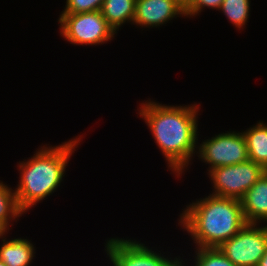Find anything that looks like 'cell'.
<instances>
[{
    "label": "cell",
    "instance_id": "1",
    "mask_svg": "<svg viewBox=\"0 0 267 266\" xmlns=\"http://www.w3.org/2000/svg\"><path fill=\"white\" fill-rule=\"evenodd\" d=\"M140 106L139 117L144 118L170 170L180 176L198 149L199 106H170L151 100Z\"/></svg>",
    "mask_w": 267,
    "mask_h": 266
},
{
    "label": "cell",
    "instance_id": "2",
    "mask_svg": "<svg viewBox=\"0 0 267 266\" xmlns=\"http://www.w3.org/2000/svg\"><path fill=\"white\" fill-rule=\"evenodd\" d=\"M186 207L178 224L190 233L196 248H218L247 224L241 200L210 193Z\"/></svg>",
    "mask_w": 267,
    "mask_h": 266
},
{
    "label": "cell",
    "instance_id": "3",
    "mask_svg": "<svg viewBox=\"0 0 267 266\" xmlns=\"http://www.w3.org/2000/svg\"><path fill=\"white\" fill-rule=\"evenodd\" d=\"M81 138L54 147L43 145L31 159L19 162L20 180L15 192L24 213L60 187L67 163Z\"/></svg>",
    "mask_w": 267,
    "mask_h": 266
},
{
    "label": "cell",
    "instance_id": "4",
    "mask_svg": "<svg viewBox=\"0 0 267 266\" xmlns=\"http://www.w3.org/2000/svg\"><path fill=\"white\" fill-rule=\"evenodd\" d=\"M60 34L75 45H96L111 41L117 33L108 24L101 11L61 14Z\"/></svg>",
    "mask_w": 267,
    "mask_h": 266
},
{
    "label": "cell",
    "instance_id": "5",
    "mask_svg": "<svg viewBox=\"0 0 267 266\" xmlns=\"http://www.w3.org/2000/svg\"><path fill=\"white\" fill-rule=\"evenodd\" d=\"M264 172L265 169L252 160L216 167L208 172L214 188L212 195L241 200Z\"/></svg>",
    "mask_w": 267,
    "mask_h": 266
},
{
    "label": "cell",
    "instance_id": "6",
    "mask_svg": "<svg viewBox=\"0 0 267 266\" xmlns=\"http://www.w3.org/2000/svg\"><path fill=\"white\" fill-rule=\"evenodd\" d=\"M246 224L218 249L236 266H257L267 247V225Z\"/></svg>",
    "mask_w": 267,
    "mask_h": 266
},
{
    "label": "cell",
    "instance_id": "7",
    "mask_svg": "<svg viewBox=\"0 0 267 266\" xmlns=\"http://www.w3.org/2000/svg\"><path fill=\"white\" fill-rule=\"evenodd\" d=\"M196 152L209 164L208 172L216 167L234 165L249 160L247 144L242 132L219 133L202 141Z\"/></svg>",
    "mask_w": 267,
    "mask_h": 266
},
{
    "label": "cell",
    "instance_id": "8",
    "mask_svg": "<svg viewBox=\"0 0 267 266\" xmlns=\"http://www.w3.org/2000/svg\"><path fill=\"white\" fill-rule=\"evenodd\" d=\"M105 250L113 266H184L179 257L168 259L143 243L123 238L106 241Z\"/></svg>",
    "mask_w": 267,
    "mask_h": 266
},
{
    "label": "cell",
    "instance_id": "9",
    "mask_svg": "<svg viewBox=\"0 0 267 266\" xmlns=\"http://www.w3.org/2000/svg\"><path fill=\"white\" fill-rule=\"evenodd\" d=\"M179 15L185 11L174 0H136L132 24L157 28Z\"/></svg>",
    "mask_w": 267,
    "mask_h": 266
},
{
    "label": "cell",
    "instance_id": "10",
    "mask_svg": "<svg viewBox=\"0 0 267 266\" xmlns=\"http://www.w3.org/2000/svg\"><path fill=\"white\" fill-rule=\"evenodd\" d=\"M243 214L248 224L267 223V173L241 199ZM262 220V221H261Z\"/></svg>",
    "mask_w": 267,
    "mask_h": 266
},
{
    "label": "cell",
    "instance_id": "11",
    "mask_svg": "<svg viewBox=\"0 0 267 266\" xmlns=\"http://www.w3.org/2000/svg\"><path fill=\"white\" fill-rule=\"evenodd\" d=\"M0 260L8 266H29L33 263L35 247L31 241L23 238L2 240Z\"/></svg>",
    "mask_w": 267,
    "mask_h": 266
},
{
    "label": "cell",
    "instance_id": "12",
    "mask_svg": "<svg viewBox=\"0 0 267 266\" xmlns=\"http://www.w3.org/2000/svg\"><path fill=\"white\" fill-rule=\"evenodd\" d=\"M249 155V160L267 168V124L258 122L246 131H242Z\"/></svg>",
    "mask_w": 267,
    "mask_h": 266
},
{
    "label": "cell",
    "instance_id": "13",
    "mask_svg": "<svg viewBox=\"0 0 267 266\" xmlns=\"http://www.w3.org/2000/svg\"><path fill=\"white\" fill-rule=\"evenodd\" d=\"M136 0H105L101 7V13L108 24L118 31L125 22H133Z\"/></svg>",
    "mask_w": 267,
    "mask_h": 266
},
{
    "label": "cell",
    "instance_id": "14",
    "mask_svg": "<svg viewBox=\"0 0 267 266\" xmlns=\"http://www.w3.org/2000/svg\"><path fill=\"white\" fill-rule=\"evenodd\" d=\"M23 214L24 212L18 205L15 190L0 180V221L9 228V222L16 220Z\"/></svg>",
    "mask_w": 267,
    "mask_h": 266
},
{
    "label": "cell",
    "instance_id": "15",
    "mask_svg": "<svg viewBox=\"0 0 267 266\" xmlns=\"http://www.w3.org/2000/svg\"><path fill=\"white\" fill-rule=\"evenodd\" d=\"M220 10L240 30L249 18L250 0H223Z\"/></svg>",
    "mask_w": 267,
    "mask_h": 266
},
{
    "label": "cell",
    "instance_id": "16",
    "mask_svg": "<svg viewBox=\"0 0 267 266\" xmlns=\"http://www.w3.org/2000/svg\"><path fill=\"white\" fill-rule=\"evenodd\" d=\"M195 266H236L218 248H196Z\"/></svg>",
    "mask_w": 267,
    "mask_h": 266
},
{
    "label": "cell",
    "instance_id": "17",
    "mask_svg": "<svg viewBox=\"0 0 267 266\" xmlns=\"http://www.w3.org/2000/svg\"><path fill=\"white\" fill-rule=\"evenodd\" d=\"M104 1L105 0H66L65 8L61 14L99 11Z\"/></svg>",
    "mask_w": 267,
    "mask_h": 266
},
{
    "label": "cell",
    "instance_id": "18",
    "mask_svg": "<svg viewBox=\"0 0 267 266\" xmlns=\"http://www.w3.org/2000/svg\"><path fill=\"white\" fill-rule=\"evenodd\" d=\"M222 3L223 0H193L191 6L185 11V16H197L199 12L201 13L202 8L204 10V7L219 10Z\"/></svg>",
    "mask_w": 267,
    "mask_h": 266
},
{
    "label": "cell",
    "instance_id": "19",
    "mask_svg": "<svg viewBox=\"0 0 267 266\" xmlns=\"http://www.w3.org/2000/svg\"><path fill=\"white\" fill-rule=\"evenodd\" d=\"M184 11L192 4L193 0H174Z\"/></svg>",
    "mask_w": 267,
    "mask_h": 266
},
{
    "label": "cell",
    "instance_id": "20",
    "mask_svg": "<svg viewBox=\"0 0 267 266\" xmlns=\"http://www.w3.org/2000/svg\"><path fill=\"white\" fill-rule=\"evenodd\" d=\"M8 230L9 228L2 221H0V238H2V240L5 239Z\"/></svg>",
    "mask_w": 267,
    "mask_h": 266
},
{
    "label": "cell",
    "instance_id": "21",
    "mask_svg": "<svg viewBox=\"0 0 267 266\" xmlns=\"http://www.w3.org/2000/svg\"><path fill=\"white\" fill-rule=\"evenodd\" d=\"M257 266H267V247H266L263 257L259 260Z\"/></svg>",
    "mask_w": 267,
    "mask_h": 266
},
{
    "label": "cell",
    "instance_id": "22",
    "mask_svg": "<svg viewBox=\"0 0 267 266\" xmlns=\"http://www.w3.org/2000/svg\"><path fill=\"white\" fill-rule=\"evenodd\" d=\"M0 266H8L2 260H0Z\"/></svg>",
    "mask_w": 267,
    "mask_h": 266
}]
</instances>
